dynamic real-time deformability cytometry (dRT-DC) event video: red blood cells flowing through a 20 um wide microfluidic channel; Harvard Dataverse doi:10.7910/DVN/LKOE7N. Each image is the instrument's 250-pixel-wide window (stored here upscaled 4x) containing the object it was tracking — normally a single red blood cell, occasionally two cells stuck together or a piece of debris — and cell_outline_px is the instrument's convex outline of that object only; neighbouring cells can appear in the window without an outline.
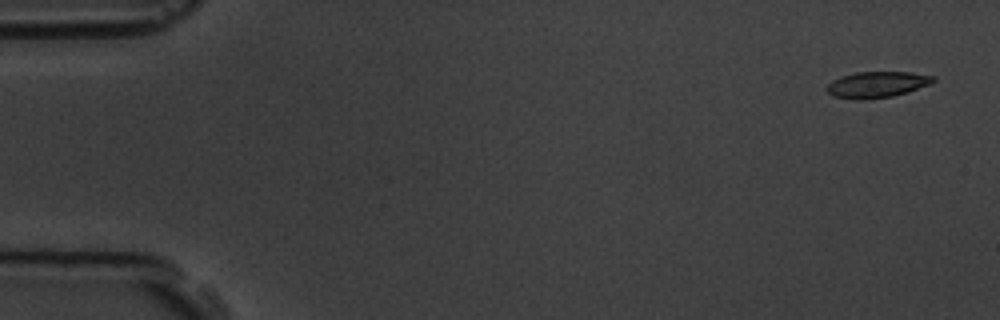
{"species": "common noctule bat (a hibernating species)", "species_latin": "Nyctalus noctula", "temperature_condition": "room temperature", "stored_images_in_passage": 5, "camera_frame_rate_fps": 3000, "um_per_image_px": 0.085, "animal": {"sex": "male", "body_mass_g": 19.5, "forearm_length_mm": 54.6}, "frame": {"image": 1, "passage_image": 1, "time_ms": 0.0, "image_size_px": [1000, 320], "cell_outline_px": [[936, 80], [932, 84], [908, 92], [892, 96], [864, 100], [856, 100], [832, 96], [824, 88], [832, 80], [840, 76], [856, 72], [912, 72], [936, 76]], "centroid_in_image_um": [74.55, 7.19], "position_along_channel_um": 10.4, "area_um2": 16.53}}
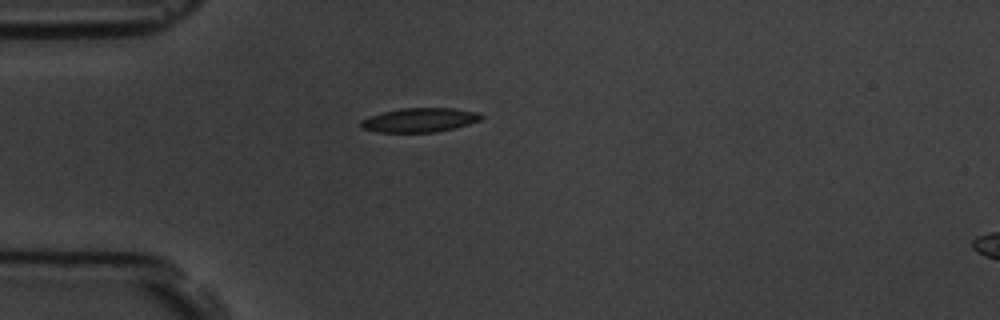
{"frame": {"image": 2, "passage_image": 5, "time_ms": 4.333, "image_size_px": [1000, 320], "cell_outline_px": [[484, 116], [480, 120], [456, 128], [436, 132], [376, 132], [360, 128], [360, 120], [368, 116], [400, 108], [452, 108], [480, 112]], "centroid_in_image_um": [35.66, 10.2], "position_along_channel_um": 49.3, "area_um2": 17.11}}